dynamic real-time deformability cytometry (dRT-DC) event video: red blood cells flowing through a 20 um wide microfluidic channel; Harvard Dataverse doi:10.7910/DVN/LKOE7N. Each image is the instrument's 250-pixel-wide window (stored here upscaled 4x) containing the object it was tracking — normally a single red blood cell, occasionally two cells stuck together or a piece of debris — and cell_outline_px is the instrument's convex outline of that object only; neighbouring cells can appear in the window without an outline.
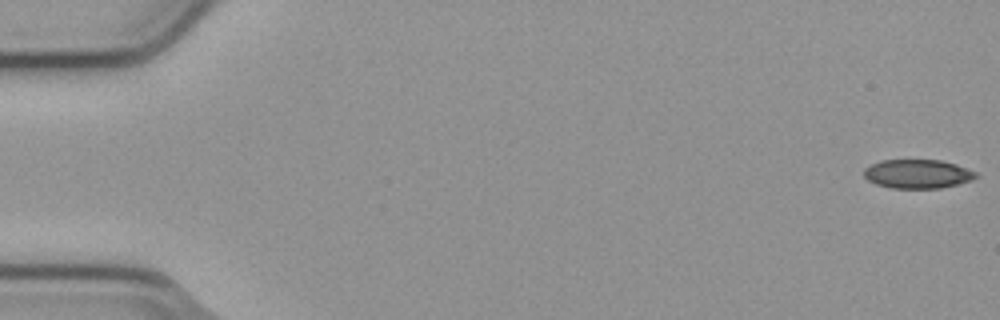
{"species": "common noctule bat (a hibernating species)", "species_latin": "Nyctalus noctula", "temperature_condition": "cold", "stored_images_in_passage": 16, "camera_frame_rate_fps": 3000, "um_per_image_px": 0.085, "animal": {"sex": "male", "body_mass_g": 23.1, "forearm_length_mm": 52.7}, "frame": {"image": 1, "passage_image": 1, "time_ms": 0.0, "image_size_px": [1000, 320], "cell_outline_px": [[980, 176], [972, 180], [940, 188], [892, 188], [876, 184], [868, 180], [864, 176], [864, 168], [880, 160], [940, 160], [956, 164], [976, 172]], "centroid_in_image_um": [78.0, 14.78], "position_along_channel_um": 7.0, "area_um2": 18.84}}
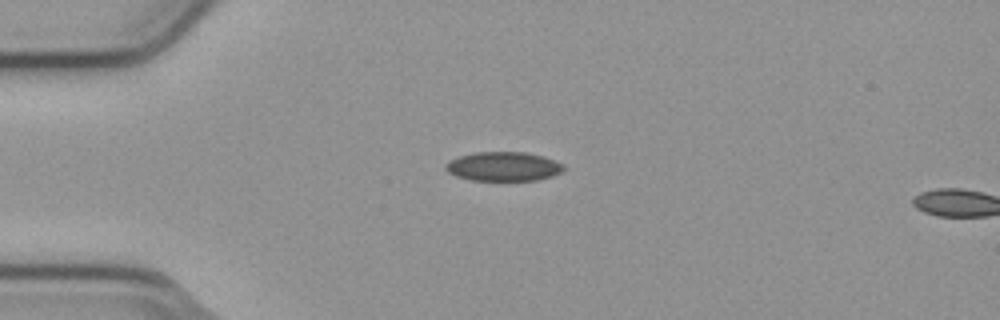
{"frame": {"image": 2, "passage_image": 14, "time_ms": 4.333, "image_size_px": [1000, 320], "cell_outline_px": [[564, 172], [552, 176], [536, 180], [472, 180], [456, 176], [448, 172], [444, 168], [444, 164], [448, 160], [460, 156], [476, 152], [524, 152], [544, 156], [564, 164]], "centroid_in_image_um": [42.79, 14.14], "position_along_channel_um": 42.2, "area_um2": 20.17}}